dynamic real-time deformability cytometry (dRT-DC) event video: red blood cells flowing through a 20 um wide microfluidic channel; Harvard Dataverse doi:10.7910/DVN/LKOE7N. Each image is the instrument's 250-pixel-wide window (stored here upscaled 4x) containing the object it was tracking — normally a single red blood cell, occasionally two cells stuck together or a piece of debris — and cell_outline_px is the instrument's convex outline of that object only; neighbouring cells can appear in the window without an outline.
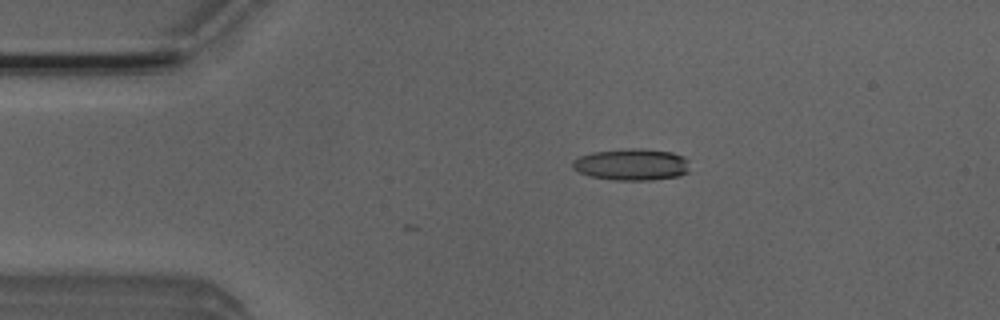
{"species": "Egyptian fruit bat (a non-hibernating species)", "species_latin": "Rousettus aegyptiacus", "temperature_condition": "room temperature", "stored_images_in_passage": 2, "camera_frame_rate_fps": 3000, "um_per_image_px": 0.085, "animal": {"sex": "male"}, "frame": {"image": 1, "passage_image": 2, "time_ms": 0.333, "image_size_px": [1000, 320], "cell_outline_px": [[688, 172], [680, 176], [652, 180], [616, 180], [588, 176], [572, 168], [572, 160], [580, 156], [592, 152], [620, 148], [644, 148], [672, 152], [684, 156], [688, 160]], "centroid_in_image_um": [53.69, 13.97], "position_along_channel_um": 31.3, "area_um2": 22.02}}